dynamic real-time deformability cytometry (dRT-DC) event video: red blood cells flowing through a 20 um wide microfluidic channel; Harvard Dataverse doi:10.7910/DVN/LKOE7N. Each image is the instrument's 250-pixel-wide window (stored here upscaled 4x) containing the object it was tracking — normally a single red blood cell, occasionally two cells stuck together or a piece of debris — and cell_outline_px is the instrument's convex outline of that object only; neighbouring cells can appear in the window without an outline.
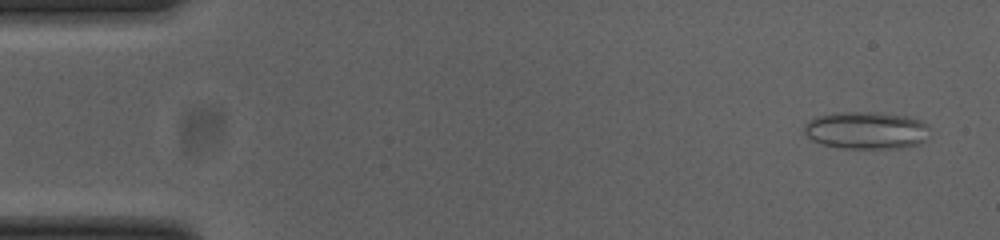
{"species": "common noctule bat (a hibernating species)", "species_latin": "Nyctalus noctula", "temperature_condition": "cold", "stored_images_in_passage": 52, "camera_frame_rate_fps": 3000, "um_per_image_px": 0.085, "animal": {"sex": "female", "body_mass_g": 23.0, "forearm_length_mm": 53.4}, "frame": {"image": 1, "passage_image": 3, "time_ms": 0.667, "image_size_px": [1000, 240], "cell_outline_px": [[932, 136], [928, 140], [920, 144], [900, 148], [844, 148], [820, 144], [812, 140], [804, 132], [804, 124], [808, 120], [816, 116], [836, 112], [876, 112], [908, 116], [924, 120], [928, 124]], "centroid_in_image_um": [73.71, 11.07], "position_along_channel_um": 11.3, "area_um2": 28.09}}
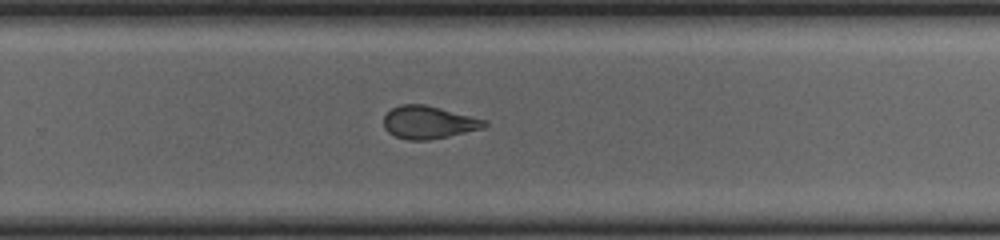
{"frame": {"image": 2, "passage_image": 34, "time_ms": 11.0, "image_size_px": [1000, 240], "cell_outline_px": [[488, 124], [484, 128], [448, 136], [428, 140], [408, 140], [396, 136], [388, 132], [384, 128], [384, 116], [392, 108], [400, 104], [424, 104], [488, 120]], "centroid_in_image_um": [36.44, 10.39], "position_along_channel_um": 293.4, "area_um2": 19.19}}
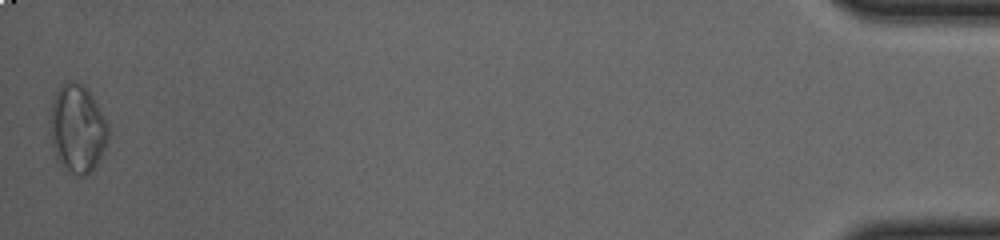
{"frame": {"image": 3, "passage_image": 52, "time_ms": 17.0, "image_size_px": [1000, 240], "cell_outline_px": [[108, 136], [104, 148], [92, 172], [84, 176], [80, 176], [72, 172], [60, 164], [56, 160], [52, 148], [48, 120], [52, 100], [56, 92], [64, 80], [72, 80], [84, 84], [92, 96], [104, 116], [108, 124]], "centroid_in_image_um": [6.53, 10.9], "position_along_channel_um": 428.7, "area_um2": 30.23}, "authors_computed_cell_mechanics": {"area_um2": 21.5016, "velocity_mm_per_s": 3.8676, "shape_relaxation_time_tau1_ms": null, "shape_relaxation_time_tau2_ms": 1.0837, "deformation_change_tau1": null, "deformation_change_tau2": 0.0657}}